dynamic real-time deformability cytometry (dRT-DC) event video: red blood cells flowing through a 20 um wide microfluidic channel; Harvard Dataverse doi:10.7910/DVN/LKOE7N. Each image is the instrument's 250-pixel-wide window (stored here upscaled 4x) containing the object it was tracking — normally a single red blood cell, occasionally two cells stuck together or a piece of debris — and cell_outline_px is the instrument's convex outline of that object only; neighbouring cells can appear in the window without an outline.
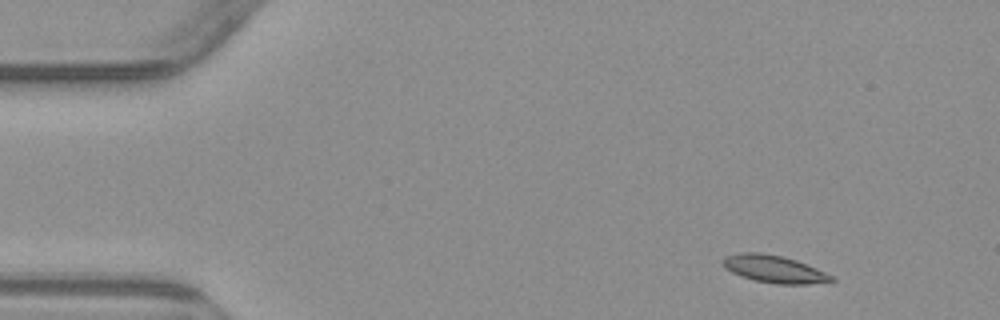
{"species": "common noctule bat (a hibernating species)", "species_latin": "Nyctalus noctula", "temperature_condition": "warm", "stored_images_in_passage": 7, "camera_frame_rate_fps": 3000, "um_per_image_px": 0.085, "animal": {"sex": "male", "body_mass_g": 23.1, "forearm_length_mm": 52.7}, "frame": {"image": 1, "passage_image": 1, "time_ms": 0.0, "image_size_px": [1000, 320], "cell_outline_px": [[836, 280], [808, 284], [776, 284], [756, 280], [740, 276], [724, 268], [720, 260], [724, 256], [740, 252], [760, 252], [780, 256], [796, 260], [816, 268], [832, 276]], "centroid_in_image_um": [65.73, 22.86], "position_along_channel_um": 19.3, "area_um2": 17.28}}
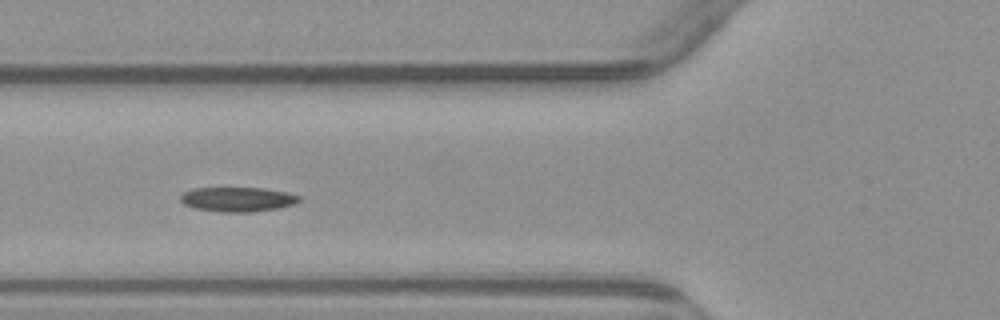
{"frame": {"image": 2, "passage_image": 5, "time_ms": 4.667, "image_size_px": [1000, 320], "cell_outline_px": [[300, 200], [292, 204], [276, 208], [252, 212], [220, 212], [192, 208], [184, 204], [180, 200], [180, 196], [184, 192], [192, 188], [264, 188], [288, 192], [300, 196]], "centroid_in_image_um": [20.16, 16.94], "position_along_channel_um": 105.6, "area_um2": 16.99}}
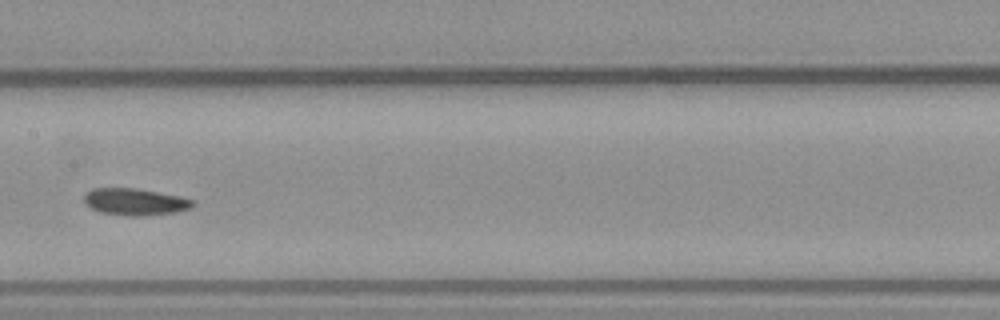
{"frame": {"image": 3, "passage_image": 7, "time_ms": 7.0, "image_size_px": [1000, 320], "cell_outline_px": [[196, 204], [188, 208], [176, 212], [140, 216], [128, 216], [100, 212], [84, 204], [84, 192], [92, 188], [136, 188], [180, 196], [196, 200]], "centroid_in_image_um": [11.46, 17.14], "position_along_channel_um": 195.9, "area_um2": 17.17}}